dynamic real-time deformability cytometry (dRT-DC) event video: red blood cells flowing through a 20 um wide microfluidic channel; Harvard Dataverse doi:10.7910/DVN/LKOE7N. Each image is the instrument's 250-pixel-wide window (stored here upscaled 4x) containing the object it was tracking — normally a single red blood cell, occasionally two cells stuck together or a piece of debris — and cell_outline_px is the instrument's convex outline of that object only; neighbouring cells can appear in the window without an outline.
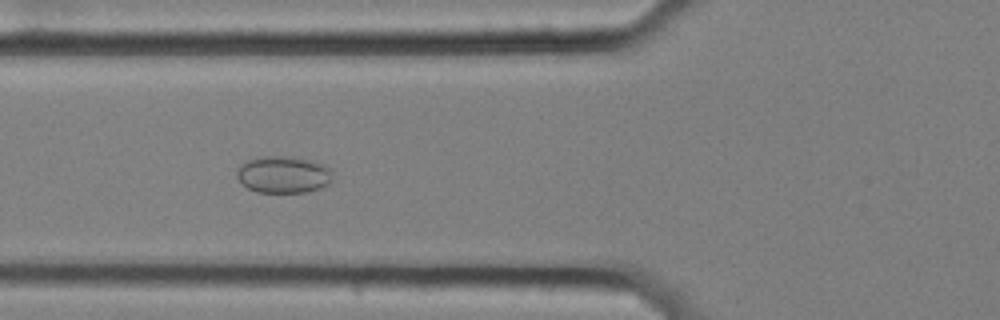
{"species": "common noctule bat (a hibernating species)", "species_latin": "Nyctalus noctula", "temperature_condition": "cold", "stored_images_in_passage": 58, "camera_frame_rate_fps": 3000, "um_per_image_px": 0.085, "animal": {"sex": "female", "body_mass_g": 25.1}, "frame": {"image": 1, "passage_image": 22, "time_ms": 7.0, "image_size_px": [1000, 320], "cell_outline_px": [[332, 180], [328, 184], [320, 188], [308, 192], [256, 192], [248, 188], [236, 176], [236, 172], [240, 164], [248, 160], [264, 156], [292, 156], [324, 164], [332, 172]], "centroid_in_image_um": [24.09, 14.84], "position_along_channel_um": 101.7, "area_um2": 20.63}}
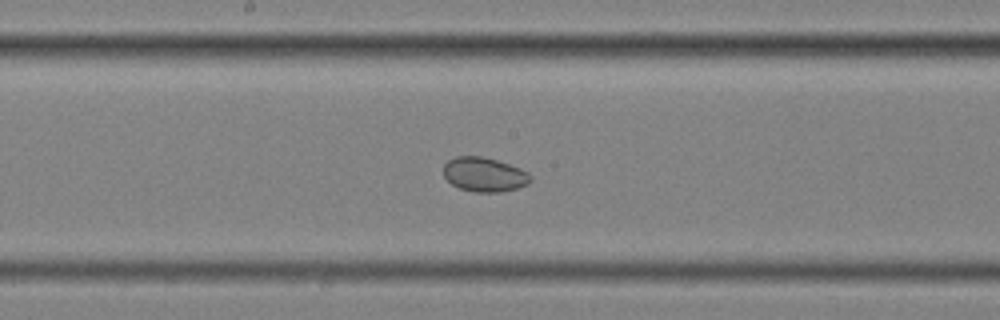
{"frame": {"image": 2, "passage_image": 31, "time_ms": 10.0, "image_size_px": [1000, 320], "cell_outline_px": [[532, 180], [528, 184], [516, 188], [500, 192], [476, 192], [460, 188], [452, 184], [444, 176], [444, 164], [448, 160], [456, 156], [480, 156], [496, 160], [520, 168], [528, 172], [532, 176]], "centroid_in_image_um": [41.18, 14.83], "position_along_channel_um": 207.0, "area_um2": 17.34}}
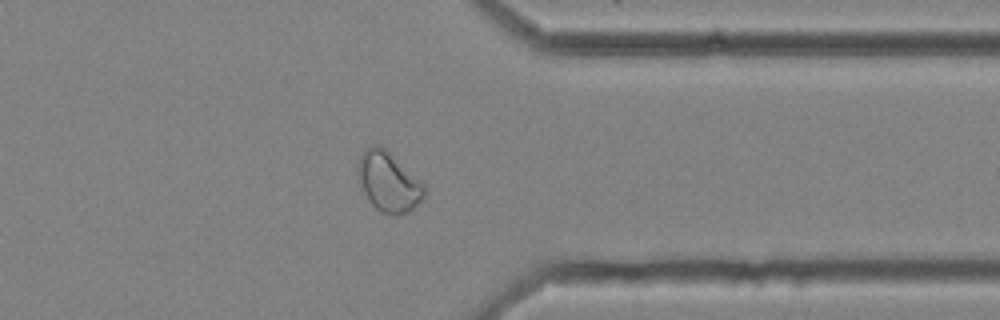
{"frame": {"image": 3, "passage_image": 46, "time_ms": 15.0, "image_size_px": [1000, 320], "cell_outline_px": [[424, 196], [408, 212], [380, 212], [368, 200], [360, 184], [356, 172], [356, 168], [360, 156], [364, 148], [372, 144], [380, 144], [424, 184]], "centroid_in_image_um": [32.96, 15.39], "position_along_channel_um": 378.4, "area_um2": 22.6}, "authors_computed_cell_mechanics": {"area_um2": 24.4494, "velocity_mm_per_s": 3.5115, "shape_relaxation_time_tau1_ms": null, "shape_relaxation_time_tau2_ms": 5.0256, "deformation_change_tau1": null, "deformation_change_tau2": 0.0533}}